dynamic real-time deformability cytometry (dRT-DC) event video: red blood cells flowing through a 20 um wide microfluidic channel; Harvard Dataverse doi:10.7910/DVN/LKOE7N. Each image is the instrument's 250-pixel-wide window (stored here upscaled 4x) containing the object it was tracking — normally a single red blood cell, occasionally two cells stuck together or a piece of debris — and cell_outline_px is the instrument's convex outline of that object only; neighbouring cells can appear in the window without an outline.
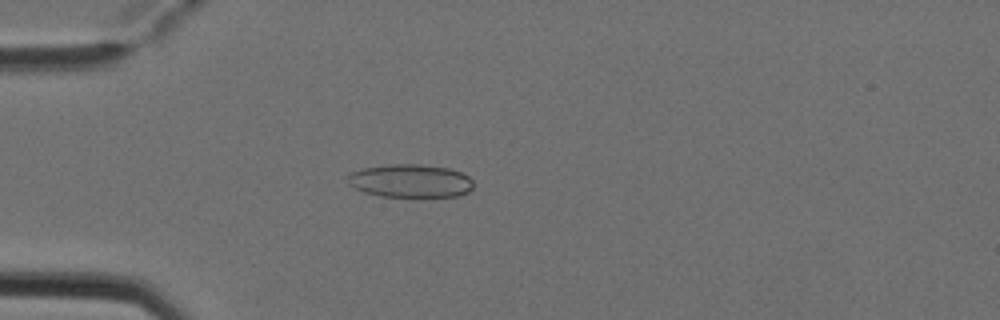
{"species": "Egyptian fruit bat (a non-hibernating species)", "species_latin": "Rousettus aegyptiacus", "temperature_condition": "cold", "stored_images_in_passage": 3, "camera_frame_rate_fps": 3000, "um_per_image_px": 0.085, "animal": {"sex": "female"}, "frame": {"image": 1, "passage_image": 3, "time_ms": 0.667, "image_size_px": [1000, 320], "cell_outline_px": [[472, 188], [468, 192], [460, 196], [380, 196], [364, 192], [348, 184], [348, 172], [360, 168], [388, 164], [420, 164], [448, 168], [460, 172], [468, 176], [472, 180]], "centroid_in_image_um": [34.85, 15.36], "position_along_channel_um": 50.2, "area_um2": 24.39}}